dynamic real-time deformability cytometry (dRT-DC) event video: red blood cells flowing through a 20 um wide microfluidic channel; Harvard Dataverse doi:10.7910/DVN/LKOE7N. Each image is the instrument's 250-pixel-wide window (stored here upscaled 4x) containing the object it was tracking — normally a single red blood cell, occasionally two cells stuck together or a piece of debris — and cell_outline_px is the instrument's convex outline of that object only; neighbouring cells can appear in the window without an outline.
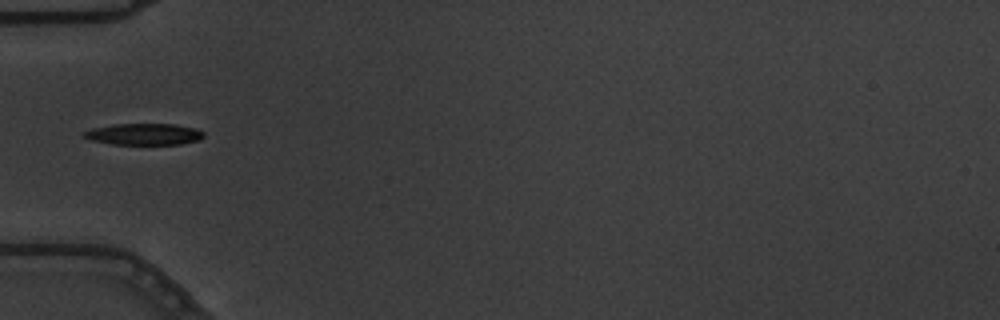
{"species": "common noctule bat (a hibernating species)", "species_latin": "Nyctalus noctula", "temperature_condition": "warm", "stored_images_in_passage": 5, "camera_frame_rate_fps": 3000, "um_per_image_px": 0.085, "animal": {"sex": "male", "body_mass_g": 19.5, "forearm_length_mm": 54.6}, "frame": {"image": 1, "passage_image": 1, "time_ms": 0.0, "image_size_px": [1000, 320], "cell_outline_px": [[204, 136], [200, 140], [180, 144], [112, 144], [92, 140], [84, 136], [84, 132], [92, 128], [116, 124], [172, 124], [196, 128], [204, 132]], "centroid_in_image_um": [12.29, 11.4], "position_along_channel_um": 72.7, "area_um2": 14.85}}